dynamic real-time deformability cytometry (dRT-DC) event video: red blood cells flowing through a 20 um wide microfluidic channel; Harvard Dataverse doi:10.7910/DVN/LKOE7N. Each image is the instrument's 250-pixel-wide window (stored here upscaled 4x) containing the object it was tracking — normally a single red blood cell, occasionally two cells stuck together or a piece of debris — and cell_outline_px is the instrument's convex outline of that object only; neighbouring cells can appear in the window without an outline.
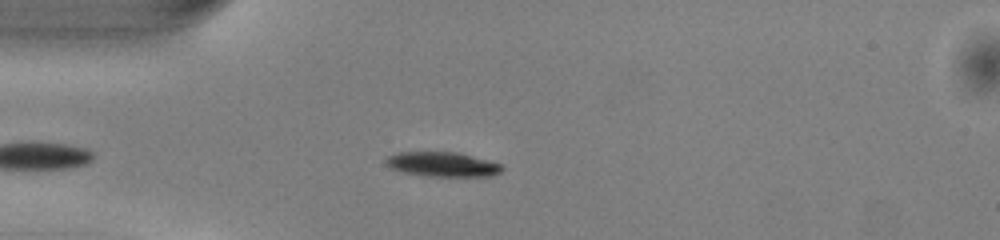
{"species": "common noctule bat (a hibernating species)", "species_latin": "Nyctalus noctula", "temperature_condition": "warm", "stored_images_in_passage": 38, "camera_frame_rate_fps": 3000, "um_per_image_px": 0.085, "animal": {"sex": "male", "body_mass_g": 13.0, "forearm_length_mm": 53.1}, "frame": {"image": 1, "passage_image": 4, "time_ms": 1.0, "image_size_px": [1000, 240], "cell_outline_px": [[504, 168], [500, 172], [492, 176], [432, 176], [404, 172], [392, 168], [384, 164], [384, 160], [388, 156], [400, 152], [456, 152], [488, 160], [500, 164]], "centroid_in_image_um": [37.61, 13.96], "position_along_channel_um": 47.4, "area_um2": 16.47}}
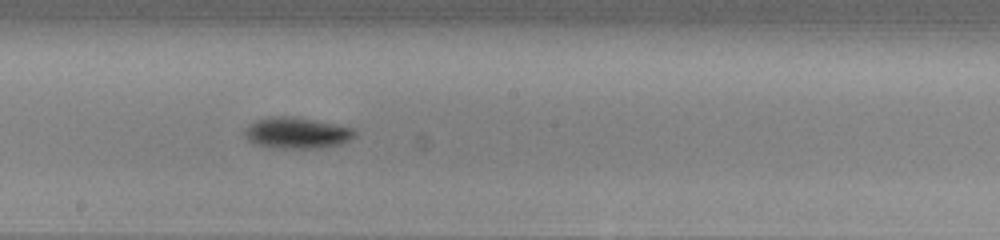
{"frame": {"image": 2, "passage_image": 18, "time_ms": 5.667, "image_size_px": [1000, 240], "cell_outline_px": [[356, 132], [348, 140], [340, 144], [324, 148], [280, 148], [256, 144], [248, 140], [244, 136], [244, 128], [248, 124], [256, 120], [272, 116], [296, 116], [352, 128]], "centroid_in_image_um": [25.17, 11.29], "position_along_channel_um": 223.0, "area_um2": 19.94}}
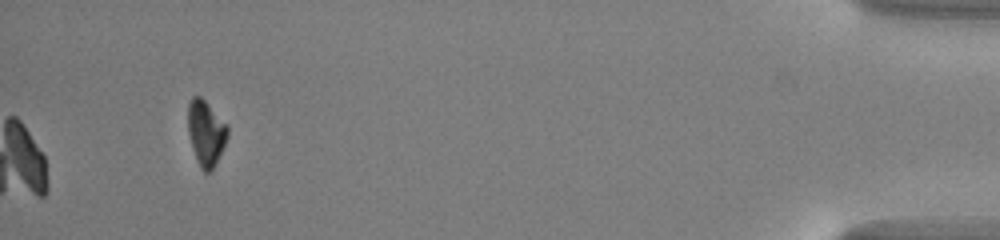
{"frame": {"image": 3, "passage_image": 38, "time_ms": 12.333, "image_size_px": [1000, 240], "cell_outline_px": [[228, 136], [216, 164], [208, 172], [204, 172], [200, 168], [196, 160], [192, 148], [188, 132], [188, 104], [192, 96], [200, 96], [228, 124]], "centroid_in_image_um": [17.5, 11.3], "position_along_channel_um": 417.7, "area_um2": 15.14}, "authors_computed_cell_mechanics": {"area_um2": 19.5364, "velocity_mm_per_s": 4.0786, "shape_relaxation_time_tau1_ms": 1.2741, "shape_relaxation_time_tau2_ms": null, "deformation_change_tau1": 0.1152, "deformation_change_tau2": null}}